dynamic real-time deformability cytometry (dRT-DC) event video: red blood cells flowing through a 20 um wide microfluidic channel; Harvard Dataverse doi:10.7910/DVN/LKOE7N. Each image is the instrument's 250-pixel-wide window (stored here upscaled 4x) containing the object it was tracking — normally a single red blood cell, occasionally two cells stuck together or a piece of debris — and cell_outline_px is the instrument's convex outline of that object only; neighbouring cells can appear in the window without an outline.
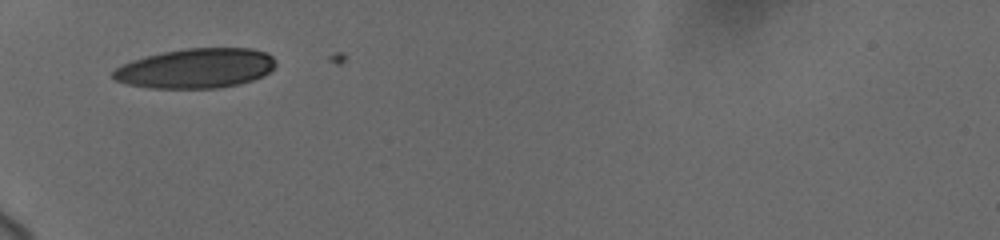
{"species": "human", "species_latin": "Homo sapiens", "temperature_condition": "cold", "stored_images_in_passage": 51, "camera_frame_rate_fps": 3000, "um_per_image_px": 0.085, "donor": {"sex": "female"}, "frame": {"image": 1, "passage_image": 1, "time_ms": 0.0, "image_size_px": [1000, 240], "cell_outline_px": [[276, 64], [264, 76], [252, 80], [220, 88], [148, 88], [128, 84], [116, 80], [112, 76], [112, 72], [116, 68], [132, 60], [164, 52], [184, 48], [252, 48], [268, 52], [276, 60]], "centroid_in_image_um": [16.68, 5.8], "position_along_channel_um": 68.3, "area_um2": 37.63}}
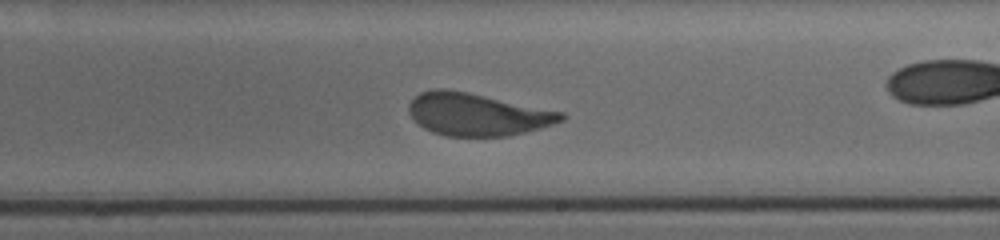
{"frame": {"image": 2, "passage_image": 23, "time_ms": 4.0, "image_size_px": [1000, 240], "cell_outline_px": [[568, 116], [564, 120], [540, 128], [508, 136], [448, 136], [432, 132], [424, 128], [408, 112], [408, 104], [420, 92], [436, 88], [448, 88], [468, 92], [564, 112]], "centroid_in_image_um": [40.58, 9.71], "position_along_channel_um": 248.4, "area_um2": 37.69}}
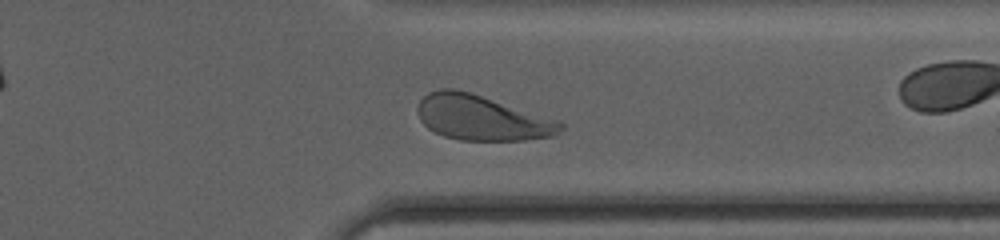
{"frame": {"image": 3, "passage_image": 38, "time_ms": 7.333, "image_size_px": [1000, 240], "cell_outline_px": [[564, 128], [556, 136], [524, 140], [460, 140], [444, 136], [428, 128], [420, 120], [416, 112], [416, 108], [420, 100], [428, 92], [440, 88], [456, 88], [560, 120], [564, 124]], "centroid_in_image_um": [40.96, 10.01], "position_along_channel_um": 370.4, "area_um2": 37.8}, "authors_computed_cell_mechanics": {"area_um2": 38.5526, "velocity_mm_per_s": 3.6631, "shape_relaxation_time_tau1_ms": 5.7445, "shape_relaxation_time_tau2_ms": null, "deformation_change_tau1": 0.1604, "deformation_change_tau2": null}}